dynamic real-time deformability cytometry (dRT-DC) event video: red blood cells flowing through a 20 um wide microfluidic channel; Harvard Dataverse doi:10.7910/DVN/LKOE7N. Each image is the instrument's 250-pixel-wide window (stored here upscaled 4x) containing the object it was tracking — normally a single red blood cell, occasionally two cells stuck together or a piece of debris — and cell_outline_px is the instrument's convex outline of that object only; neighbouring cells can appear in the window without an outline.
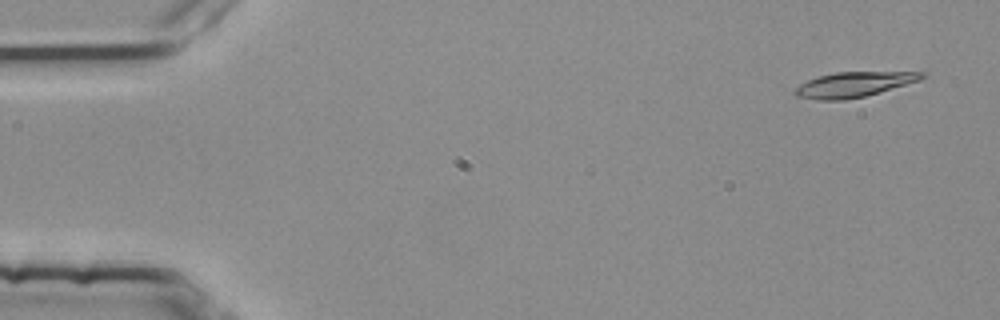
{"species": "common noctule bat (a hibernating species)", "species_latin": "Nyctalus noctula", "temperature_condition": "room temperature", "stored_images_in_passage": 4, "camera_frame_rate_fps": 3000, "um_per_image_px": 0.085, "animal": {"sex": "female", "body_mass_g": 25.1}, "frame": {"image": 1, "passage_image": 1, "time_ms": 0.0, "image_size_px": [1000, 320], "cell_outline_px": [[928, 76], [920, 80], [864, 96], [844, 100], [816, 100], [796, 96], [792, 92], [792, 88], [816, 76], [836, 72], [924, 72]], "centroid_in_image_um": [72.5, 7.18], "position_along_channel_um": 12.5, "area_um2": 18.55}}
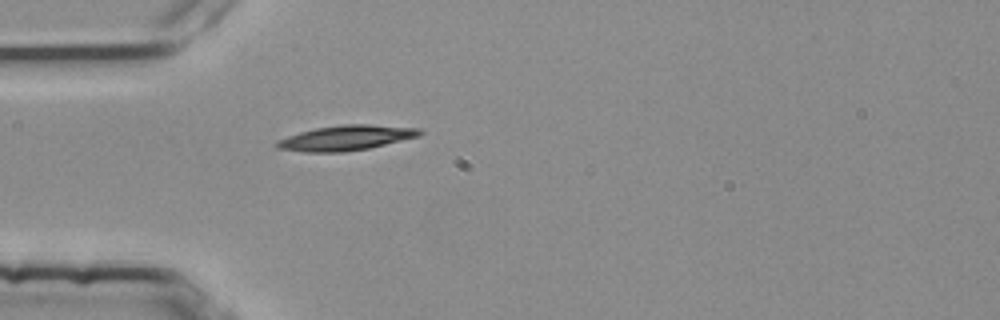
{"frame": {"image": 2, "passage_image": 4, "time_ms": 1.0, "image_size_px": [1000, 320], "cell_outline_px": [[424, 132], [420, 136], [368, 148], [344, 152], [304, 152], [276, 148], [276, 140], [300, 132], [316, 128], [340, 124], [368, 124], [420, 128]], "centroid_in_image_um": [29.42, 11.71], "position_along_channel_um": 55.6, "area_um2": 20.87}}